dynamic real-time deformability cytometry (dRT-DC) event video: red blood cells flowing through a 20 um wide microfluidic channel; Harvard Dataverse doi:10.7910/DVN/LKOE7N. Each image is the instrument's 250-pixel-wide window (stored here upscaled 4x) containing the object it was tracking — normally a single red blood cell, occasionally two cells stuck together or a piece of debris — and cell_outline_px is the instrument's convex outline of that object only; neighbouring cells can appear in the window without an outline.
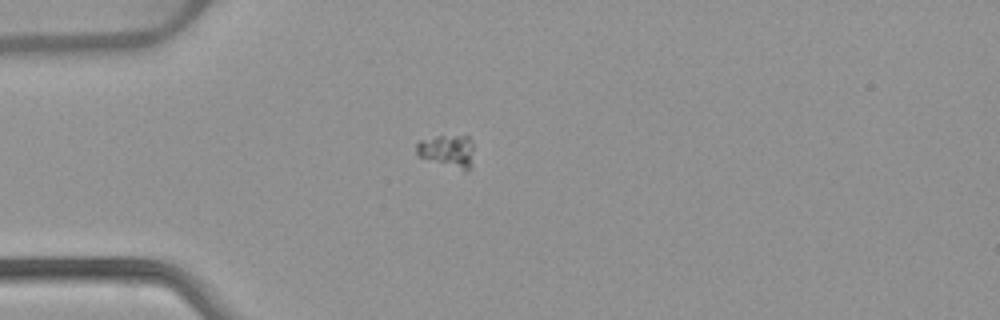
{"species": "common noctule bat (a hibernating species)", "species_latin": "Nyctalus noctula", "temperature_condition": "warm", "stored_images_in_passage": 41, "camera_frame_rate_fps": 3000, "um_per_image_px": 0.085, "animal": {"sex": "female", "body_mass_g": 22.7, "forearm_length_mm": 54.2}, "frame": {"image": 1, "passage_image": 1, "time_ms": 0.0, "image_size_px": [1000, 320], "cell_outline_px": [[472, 168], [464, 172], [420, 156], [416, 152], [416, 144], [420, 140], [436, 136], [468, 136], [472, 140]], "centroid_in_image_um": [38.06, 12.85], "position_along_channel_um": 46.9, "area_um2": 10.92}}
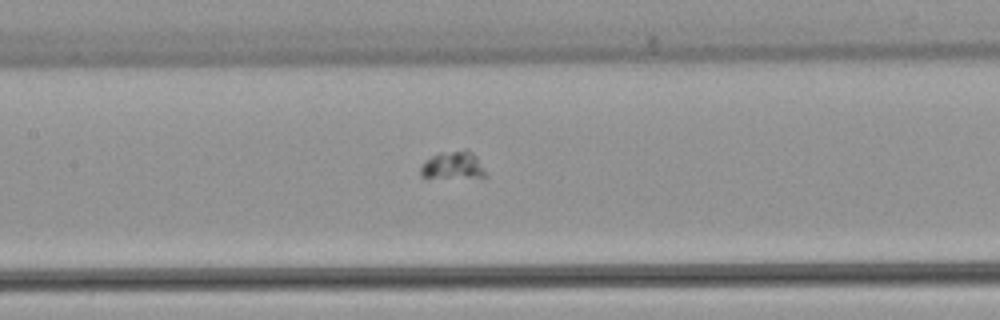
{"frame": {"image": 2, "passage_image": 12, "time_ms": 3.667, "image_size_px": [1000, 320], "cell_outline_px": [[488, 176], [420, 176], [420, 168], [424, 160], [440, 152], [464, 148], [468, 148], [476, 156], [484, 168]], "centroid_in_image_um": [38.51, 13.98], "position_along_channel_um": 168.9, "area_um2": 10.29}}
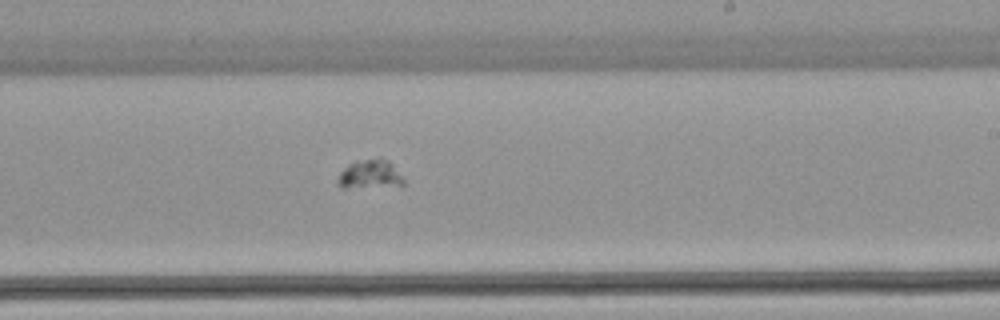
{"frame": {"image": 3, "passage_image": 19, "time_ms": 6.0, "image_size_px": [1000, 320], "cell_outline_px": [[404, 184], [344, 188], [340, 188], [336, 184], [336, 180], [340, 172], [348, 164], [356, 160], [376, 156], [380, 156], [388, 160], [392, 164], [404, 180]], "centroid_in_image_um": [31.37, 14.77], "position_along_channel_um": 257.6, "area_um2": 11.21}}